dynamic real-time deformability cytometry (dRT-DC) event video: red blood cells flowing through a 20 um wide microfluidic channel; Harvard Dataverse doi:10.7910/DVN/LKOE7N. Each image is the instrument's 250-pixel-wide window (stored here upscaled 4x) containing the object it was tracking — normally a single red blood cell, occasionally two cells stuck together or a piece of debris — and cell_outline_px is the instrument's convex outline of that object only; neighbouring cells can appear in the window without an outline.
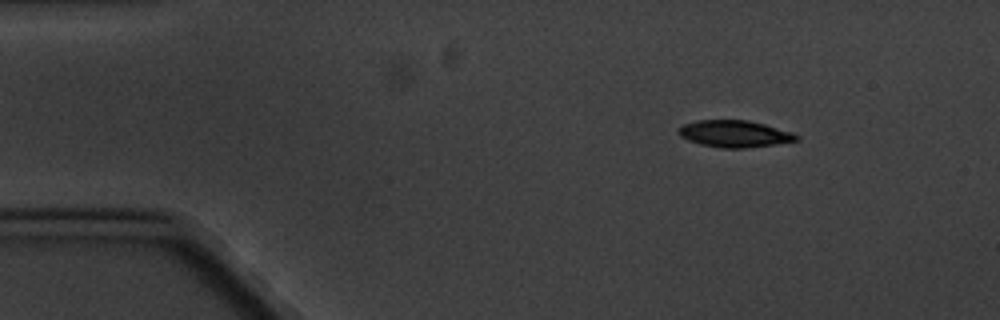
{"species": "common noctule bat (a hibernating species)", "species_latin": "Nyctalus noctula", "temperature_condition": "cold", "stored_images_in_passage": 6, "camera_frame_rate_fps": 3000, "um_per_image_px": 0.085, "animal": {"sex": "male", "body_mass_g": 20.1, "forearm_length_mm": 53.5}, "frame": {"image": 1, "passage_image": 2, "time_ms": 1.333, "image_size_px": [1000, 320], "cell_outline_px": [[800, 140], [744, 148], [720, 148], [700, 144], [688, 140], [680, 136], [680, 128], [684, 124], [696, 120], [748, 120], [764, 124], [792, 132], [800, 136]], "centroid_in_image_um": [62.45, 11.37], "position_along_channel_um": 22.5, "area_um2": 18.26}}
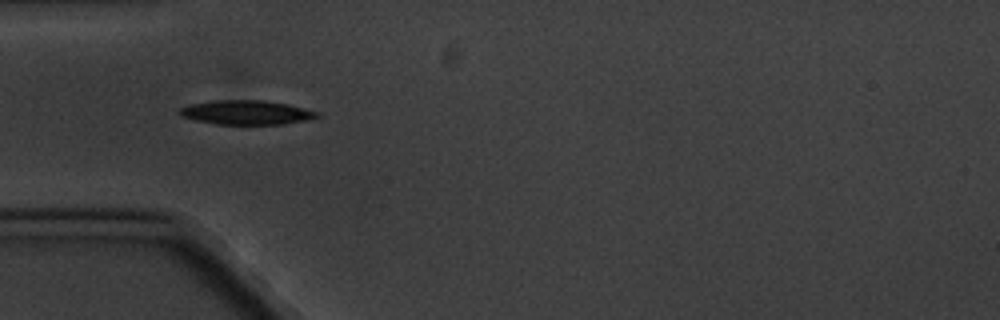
{"frame": {"image": 2, "passage_image": 5, "time_ms": 4.667, "image_size_px": [1000, 320], "cell_outline_px": [[320, 116], [308, 120], [280, 124], [216, 124], [196, 120], [180, 116], [176, 112], [180, 108], [192, 104], [216, 100], [264, 100], [288, 104], [320, 112]], "centroid_in_image_um": [20.95, 9.56], "position_along_channel_um": 64.0, "area_um2": 19.42}}